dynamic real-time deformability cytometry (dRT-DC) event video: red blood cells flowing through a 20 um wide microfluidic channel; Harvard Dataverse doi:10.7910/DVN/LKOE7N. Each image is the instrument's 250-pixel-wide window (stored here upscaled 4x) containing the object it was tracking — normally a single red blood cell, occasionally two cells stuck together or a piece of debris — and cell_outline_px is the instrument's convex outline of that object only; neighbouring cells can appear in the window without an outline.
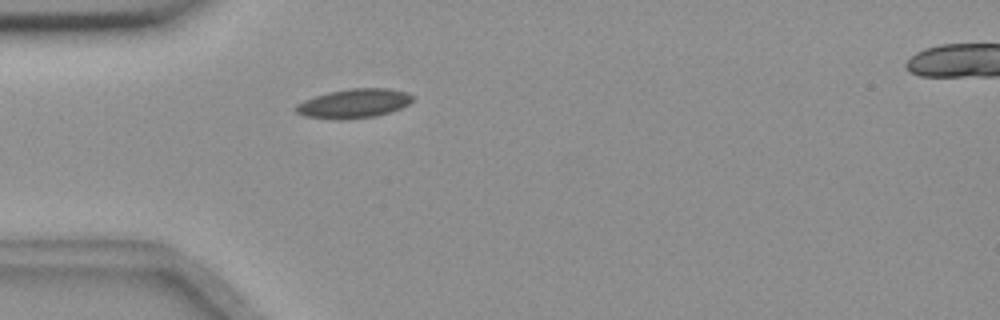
{"species": "common noctule bat (a hibernating species)", "species_latin": "Nyctalus noctula", "temperature_condition": "room temperature", "stored_images_in_passage": 41, "camera_frame_rate_fps": 3000, "um_per_image_px": 0.085, "animal": {"sex": "female", "body_mass_g": 18.4}, "frame": {"image": 1, "passage_image": 1, "time_ms": 0.0, "image_size_px": [1000, 320], "cell_outline_px": [[412, 100], [408, 104], [400, 108], [376, 116], [340, 120], [336, 120], [304, 116], [296, 112], [296, 104], [304, 100], [328, 92], [352, 88], [388, 88], [408, 92], [412, 96]], "centroid_in_image_um": [30.07, 8.79], "position_along_channel_um": 54.9, "area_um2": 19.77}}
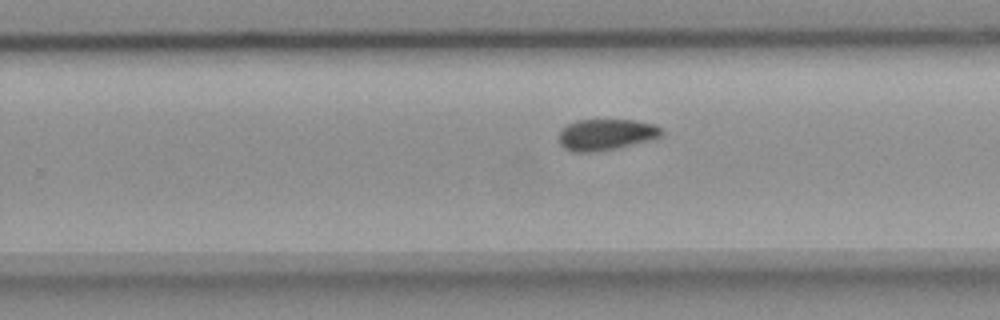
{"frame": {"image": 2, "passage_image": 20, "time_ms": 6.333, "image_size_px": [1000, 320], "cell_outline_px": [[664, 132], [660, 136], [648, 140], [616, 148], [592, 152], [572, 152], [564, 148], [560, 144], [560, 132], [568, 124], [576, 120], [636, 120], [656, 124]], "centroid_in_image_um": [51.51, 11.43], "position_along_channel_um": 278.3, "area_um2": 18.5}}
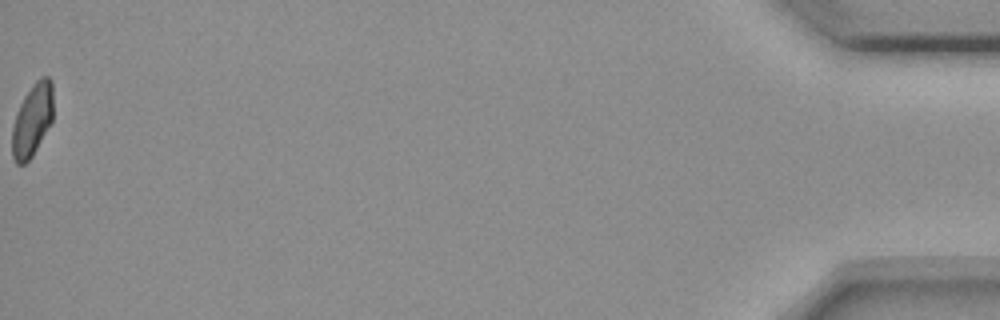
{"frame": {"image": 3, "passage_image": 41, "time_ms": 13.333, "image_size_px": [1000, 320], "cell_outline_px": [[52, 120], [32, 156], [24, 164], [16, 164], [12, 156], [12, 128], [16, 112], [24, 96], [32, 84], [40, 76], [48, 76], [52, 80]], "centroid_in_image_um": [2.73, 10.17], "position_along_channel_um": 432.5, "area_um2": 17.34}}